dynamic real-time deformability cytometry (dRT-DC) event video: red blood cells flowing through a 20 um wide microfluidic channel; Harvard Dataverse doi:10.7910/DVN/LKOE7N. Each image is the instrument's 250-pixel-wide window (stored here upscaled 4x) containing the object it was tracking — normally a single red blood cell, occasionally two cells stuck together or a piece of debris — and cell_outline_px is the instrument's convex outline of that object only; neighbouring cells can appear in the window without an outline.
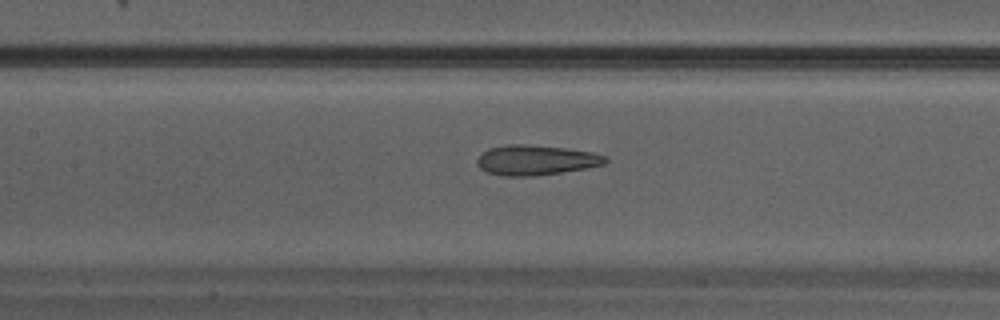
{"species": "Egyptian fruit bat (a non-hibernating species)", "species_latin": "Rousettus aegyptiacus", "temperature_condition": "warm", "stored_images_in_passage": 28, "camera_frame_rate_fps": 3000, "um_per_image_px": 0.085, "animal": {"sex": "male"}, "frame": {"image": 1, "passage_image": 16, "time_ms": 5.0, "image_size_px": [1000, 320], "cell_outline_px": [[608, 160], [604, 164], [588, 168], [536, 176], [504, 176], [488, 172], [480, 168], [476, 164], [476, 160], [488, 148], [508, 144], [524, 144], [564, 148], [592, 152], [604, 156]], "centroid_in_image_um": [45.54, 13.61], "position_along_channel_um": 161.9, "area_um2": 22.37}}